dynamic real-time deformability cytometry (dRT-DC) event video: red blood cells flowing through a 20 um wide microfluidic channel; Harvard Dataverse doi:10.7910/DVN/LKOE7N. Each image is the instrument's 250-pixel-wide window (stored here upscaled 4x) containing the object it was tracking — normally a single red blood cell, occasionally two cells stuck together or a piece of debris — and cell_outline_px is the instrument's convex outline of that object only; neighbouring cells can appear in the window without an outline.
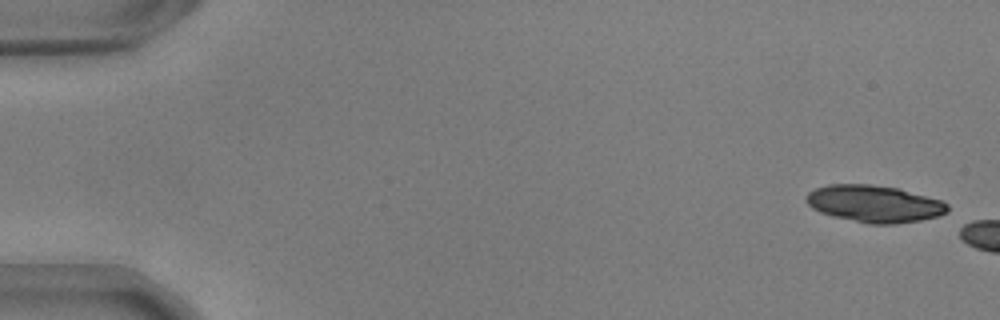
{"species": "common noctule bat (a hibernating species)", "species_latin": "Nyctalus noctula", "temperature_condition": "warm", "stored_images_in_passage": 6, "camera_frame_rate_fps": 3000, "um_per_image_px": 0.085, "animal": {"sex": "male", "body_mass_g": 17.9, "forearm_length_mm": 54.2}, "frame": {"image": 1, "passage_image": 2, "time_ms": 0.333, "image_size_px": [1000, 320], "cell_outline_px": [[948, 212], [940, 216], [920, 220], [896, 224], [868, 224], [832, 216], [820, 212], [812, 208], [804, 200], [808, 192], [816, 188], [828, 184], [872, 184], [900, 188], [944, 200], [948, 204]], "centroid_in_image_um": [74.35, 17.31], "position_along_channel_um": 10.7, "area_um2": 30.98}}